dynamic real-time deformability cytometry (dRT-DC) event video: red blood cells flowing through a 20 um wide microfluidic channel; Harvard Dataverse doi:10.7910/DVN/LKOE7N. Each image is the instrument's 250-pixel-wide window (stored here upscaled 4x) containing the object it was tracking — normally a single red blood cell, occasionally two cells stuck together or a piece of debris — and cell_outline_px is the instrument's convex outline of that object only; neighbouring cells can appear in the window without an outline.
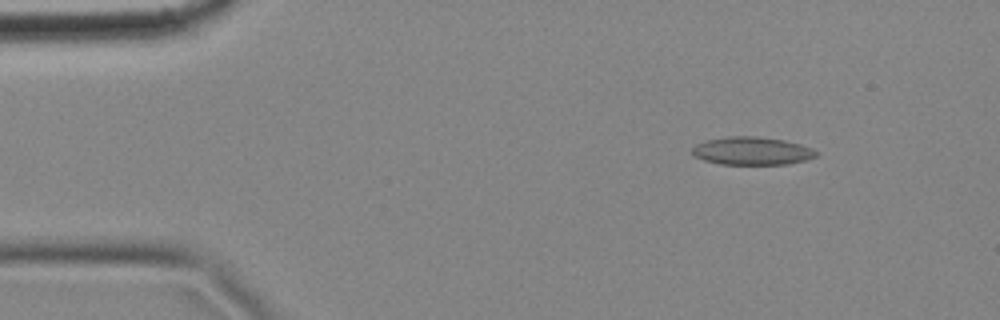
{"species": "common noctule bat (a hibernating species)", "species_latin": "Nyctalus noctula", "temperature_condition": "cold", "stored_images_in_passage": 8, "camera_frame_rate_fps": 3000, "um_per_image_px": 0.085, "animal": {"sex": "female", "body_mass_g": 18.4}, "frame": {"image": 1, "passage_image": 2, "time_ms": 0.333, "image_size_px": [1000, 320], "cell_outline_px": [[820, 152], [816, 156], [804, 160], [788, 164], [720, 164], [704, 160], [696, 156], [692, 152], [692, 148], [696, 144], [708, 140], [728, 136], [756, 136], [784, 140], [800, 144], [812, 148]], "centroid_in_image_um": [63.94, 12.82], "position_along_channel_um": 21.1, "area_um2": 20.11}}
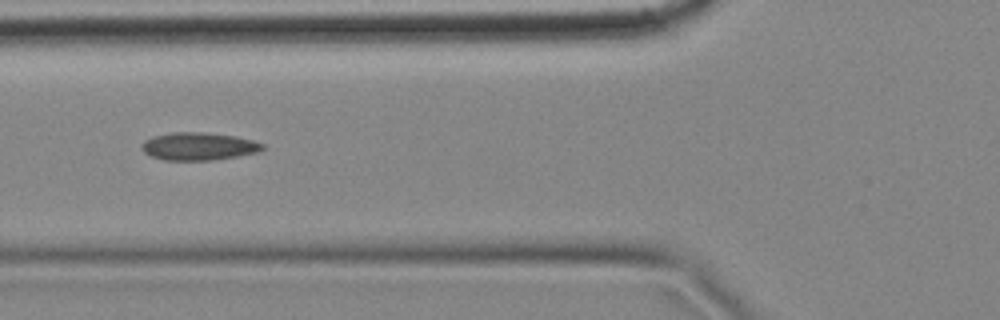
{"frame": {"image": 2, "passage_image": 6, "time_ms": 1.667, "image_size_px": [1000, 320], "cell_outline_px": [[264, 148], [256, 152], [236, 156], [212, 160], [164, 160], [152, 156], [144, 152], [140, 148], [140, 144], [144, 140], [152, 136], [172, 132], [204, 132], [236, 136], [252, 140], [264, 144]], "centroid_in_image_um": [16.83, 12.43], "position_along_channel_um": 109.0, "area_um2": 19.54}}
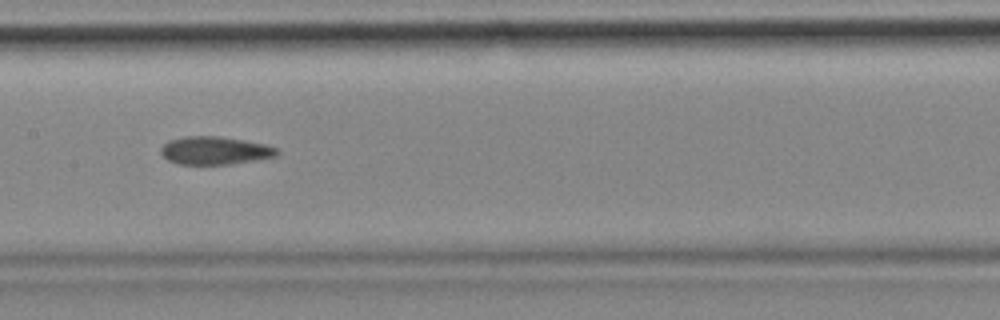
{"frame": {"image": 3, "passage_image": 8, "time_ms": 2.333, "image_size_px": [1000, 320], "cell_outline_px": [[280, 152], [276, 156], [228, 164], [180, 164], [168, 160], [160, 152], [160, 148], [168, 140], [184, 136], [220, 136], [244, 140], [264, 144], [276, 148]], "centroid_in_image_um": [18.23, 12.78], "position_along_channel_um": 189.2, "area_um2": 18.79}}